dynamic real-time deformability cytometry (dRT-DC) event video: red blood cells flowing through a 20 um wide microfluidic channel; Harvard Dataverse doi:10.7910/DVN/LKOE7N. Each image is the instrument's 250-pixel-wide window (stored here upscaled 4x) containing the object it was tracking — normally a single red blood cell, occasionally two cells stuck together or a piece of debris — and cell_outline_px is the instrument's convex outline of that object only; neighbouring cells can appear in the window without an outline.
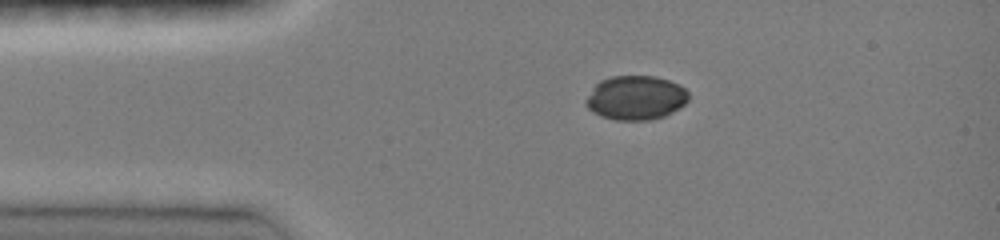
{"species": "common noctule bat (a hibernating species)", "species_latin": "Nyctalus noctula", "temperature_condition": "room temperature", "stored_images_in_passage": 39, "camera_frame_rate_fps": 3000, "um_per_image_px": 0.085, "animal": {"sex": "female", "body_mass_g": 19.0, "forearm_length_mm": 51.5}, "frame": {"image": 1, "passage_image": 1, "time_ms": 0.0, "image_size_px": [1000, 240], "cell_outline_px": [[688, 100], [680, 108], [664, 116], [652, 120], [616, 120], [600, 116], [592, 112], [584, 104], [584, 100], [596, 84], [600, 80], [612, 76], [656, 76], [680, 84], [688, 92]], "centroid_in_image_um": [54.03, 8.31], "position_along_channel_um": 31.0, "area_um2": 26.65}}
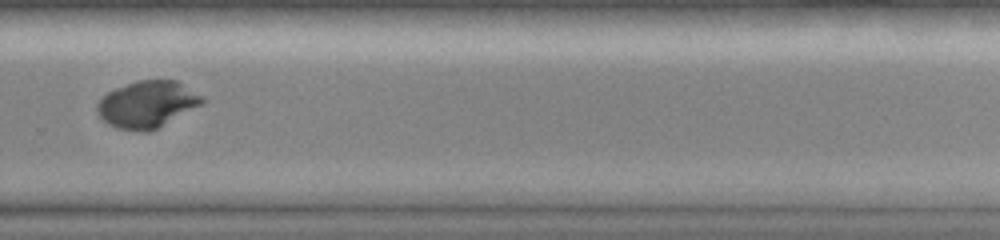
{"frame": {"image": 2, "passage_image": 25, "time_ms": 8.0, "image_size_px": [1000, 240], "cell_outline_px": [[204, 100], [200, 104], [156, 128], [148, 132], [140, 132], [116, 128], [108, 124], [96, 112], [96, 104], [108, 92], [116, 88], [140, 80], [176, 80], [204, 96]], "centroid_in_image_um": [12.48, 8.87], "position_along_channel_um": 317.3, "area_um2": 28.15}}
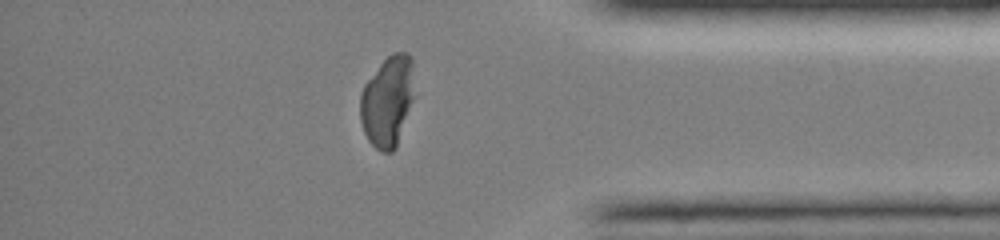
{"frame": {"image": 3, "passage_image": 32, "time_ms": 10.333, "image_size_px": [1000, 240], "cell_outline_px": [[416, 96], [396, 148], [392, 152], [380, 152], [368, 140], [364, 132], [360, 120], [360, 92], [364, 84], [380, 64], [392, 52], [408, 52], [412, 56]], "centroid_in_image_um": [32.98, 8.59], "position_along_channel_um": 402.2, "area_um2": 29.48}, "authors_computed_cell_mechanics": {"area_um2": 29.4202, "velocity_mm_per_s": 4.0302, "shape_relaxation_time_tau1_ms": 5.9785, "shape_relaxation_time_tau2_ms": null, "deformation_change_tau1": 0.1377, "deformation_change_tau2": null}}